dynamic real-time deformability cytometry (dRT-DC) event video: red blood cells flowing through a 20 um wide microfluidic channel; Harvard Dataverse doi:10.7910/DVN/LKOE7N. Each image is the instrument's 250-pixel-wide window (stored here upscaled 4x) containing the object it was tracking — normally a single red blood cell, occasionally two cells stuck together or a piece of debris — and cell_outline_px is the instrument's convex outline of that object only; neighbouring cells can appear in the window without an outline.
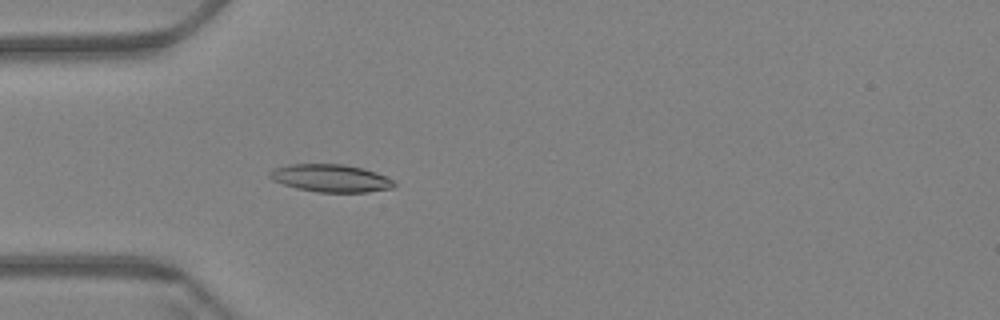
{"species": "Egyptian fruit bat (a non-hibernating species)", "species_latin": "Rousettus aegyptiacus", "temperature_condition": "warm", "stored_images_in_passage": 47, "camera_frame_rate_fps": 3000, "um_per_image_px": 0.085, "animal": {"sex": "female"}, "frame": {"image": 1, "passage_image": 18, "time_ms": 5.667, "image_size_px": [1000, 320], "cell_outline_px": [[396, 184], [392, 188], [368, 192], [320, 192], [296, 188], [272, 180], [268, 176], [268, 172], [276, 168], [292, 164], [344, 164], [364, 168], [376, 172], [392, 180]], "centroid_in_image_um": [28.11, 15.14], "position_along_channel_um": 56.9, "area_um2": 19.94}}
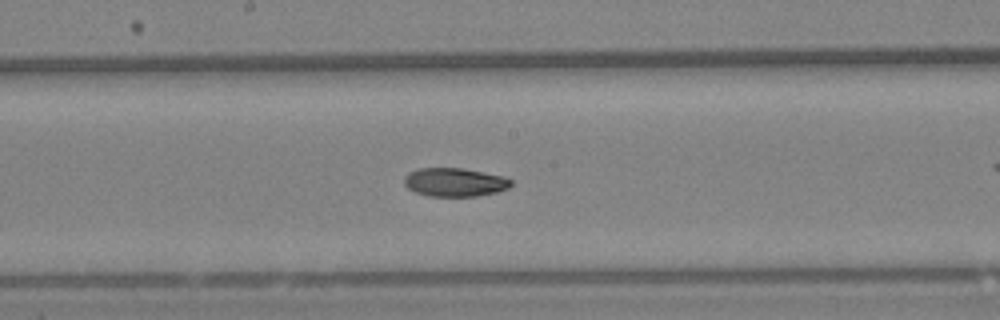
{"frame": {"image": 2, "passage_image": 32, "time_ms": 10.333, "image_size_px": [1000, 320], "cell_outline_px": [[512, 184], [508, 188], [496, 192], [476, 196], [428, 196], [416, 192], [408, 188], [404, 184], [404, 176], [408, 172], [416, 168], [464, 168], [504, 176], [512, 180]], "centroid_in_image_um": [38.64, 15.48], "position_along_channel_um": 209.6, "area_um2": 17.92}}
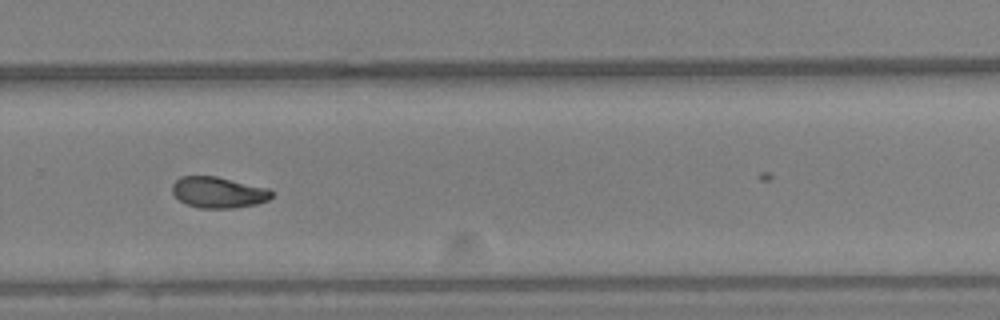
{"frame": {"image": 3, "passage_image": 41, "time_ms": 13.333, "image_size_px": [1000, 320], "cell_outline_px": [[272, 196], [268, 200], [256, 204], [232, 208], [200, 208], [188, 204], [180, 200], [172, 192], [172, 184], [180, 176], [216, 176], [268, 188], [272, 192]], "centroid_in_image_um": [18.55, 16.34], "position_along_channel_um": 311.2, "area_um2": 17.86}}